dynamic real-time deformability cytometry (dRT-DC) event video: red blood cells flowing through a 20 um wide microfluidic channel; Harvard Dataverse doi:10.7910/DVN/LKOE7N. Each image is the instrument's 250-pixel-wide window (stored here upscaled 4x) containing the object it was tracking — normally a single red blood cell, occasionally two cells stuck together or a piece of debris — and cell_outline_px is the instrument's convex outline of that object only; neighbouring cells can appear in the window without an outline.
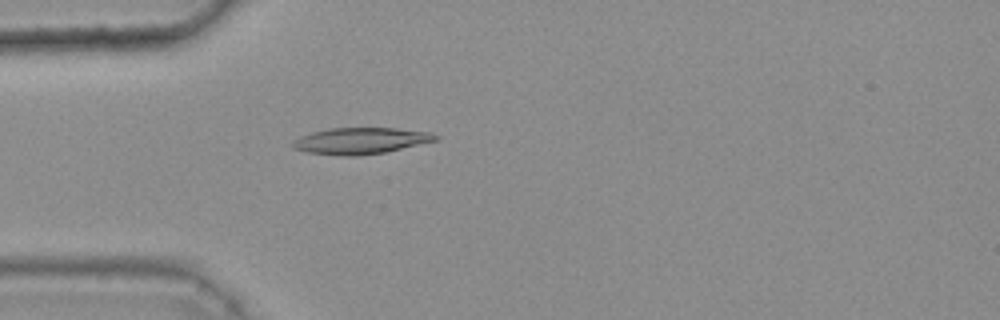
{"species": "common noctule bat (a hibernating species)", "species_latin": "Nyctalus noctula", "temperature_condition": "warm", "stored_images_in_passage": 6, "camera_frame_rate_fps": 3000, "um_per_image_px": 0.085, "animal": {"sex": "female", "body_mass_g": 25.1}, "frame": {"image": 1, "passage_image": 1, "time_ms": 0.0, "image_size_px": [1000, 320], "cell_outline_px": [[440, 136], [436, 140], [384, 152], [360, 156], [340, 156], [304, 152], [292, 148], [292, 140], [300, 136], [312, 132], [328, 128], [396, 128], [432, 132]], "centroid_in_image_um": [30.6, 11.97], "position_along_channel_um": 54.4, "area_um2": 22.08}}
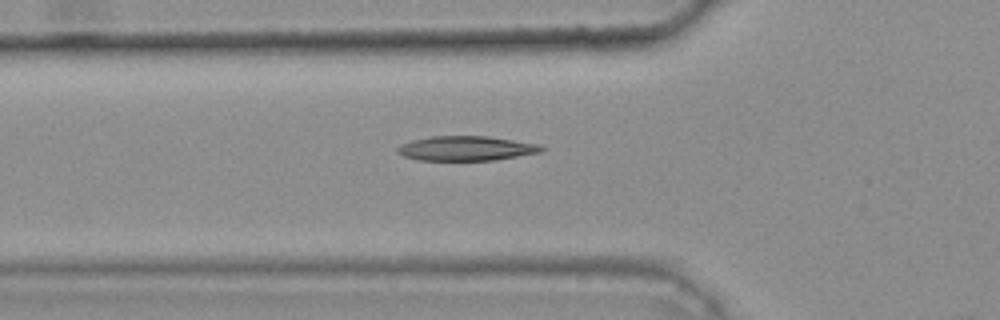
{"frame": {"image": 2, "passage_image": 4, "time_ms": 1.0, "image_size_px": [1000, 320], "cell_outline_px": [[548, 148], [544, 152], [496, 160], [416, 160], [404, 156], [396, 152], [396, 148], [400, 144], [412, 140], [432, 136], [488, 136], [540, 144]], "centroid_in_image_um": [39.68, 12.61], "position_along_channel_um": 86.1, "area_um2": 20.98}}